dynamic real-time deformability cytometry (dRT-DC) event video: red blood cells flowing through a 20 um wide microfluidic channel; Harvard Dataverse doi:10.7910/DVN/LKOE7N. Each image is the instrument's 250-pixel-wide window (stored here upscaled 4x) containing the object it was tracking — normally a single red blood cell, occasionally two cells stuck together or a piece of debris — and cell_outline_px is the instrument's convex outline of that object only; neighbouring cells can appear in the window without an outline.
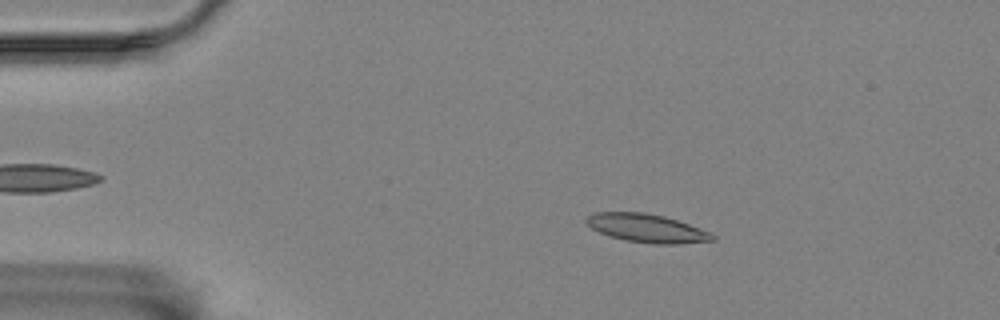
{"species": "Egyptian fruit bat (a non-hibernating species)", "species_latin": "Rousettus aegyptiacus", "temperature_condition": "room temperature", "stored_images_in_passage": 57, "camera_frame_rate_fps": 3000, "um_per_image_px": 0.085, "animal": {"sex": "female"}, "frame": {"image": 1, "passage_image": 10, "time_ms": 3.0, "image_size_px": [1000, 320], "cell_outline_px": [[716, 240], [676, 244], [656, 244], [624, 240], [608, 236], [592, 228], [584, 220], [588, 216], [596, 212], [644, 212], [664, 216], [688, 224], [708, 232], [716, 236]], "centroid_in_image_um": [54.96, 19.4], "position_along_channel_um": 30.0, "area_um2": 20.69}}
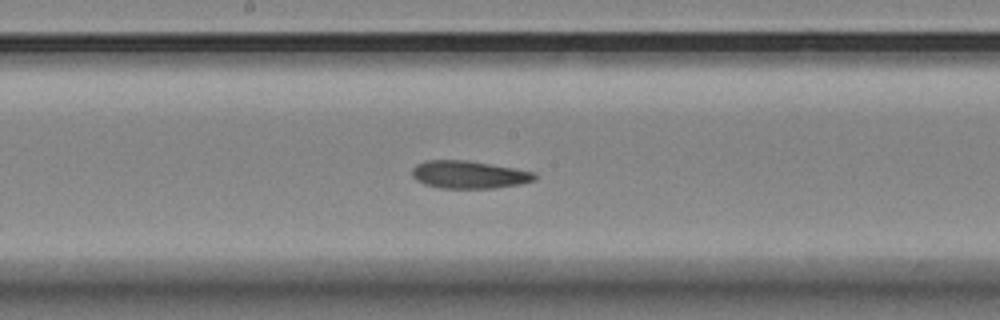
{"frame": {"image": 2, "passage_image": 30, "time_ms": 9.667, "image_size_px": [1000, 320], "cell_outline_px": [[536, 180], [520, 184], [496, 188], [440, 188], [424, 184], [416, 180], [412, 176], [412, 168], [416, 164], [424, 160], [468, 160], [536, 172]], "centroid_in_image_um": [39.85, 14.84], "position_along_channel_um": 208.4, "area_um2": 19.94}}
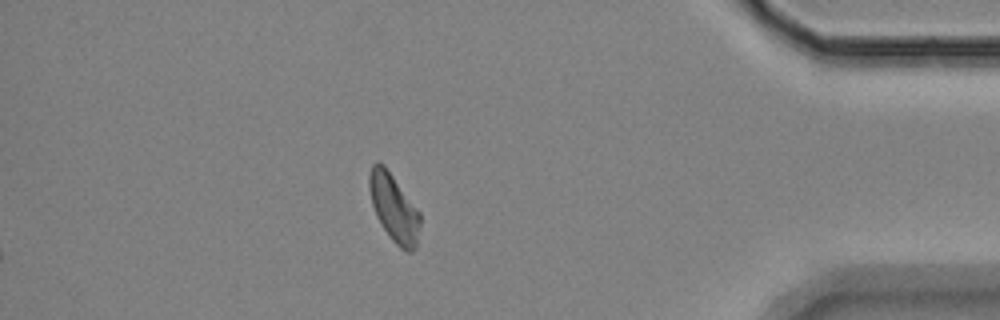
{"frame": {"image": 3, "passage_image": 50, "time_ms": 16.333, "image_size_px": [1000, 320], "cell_outline_px": [[420, 224], [416, 248], [412, 252], [408, 252], [400, 248], [392, 240], [376, 216], [372, 204], [368, 188], [368, 176], [372, 164], [376, 160], [384, 164], [420, 212]], "centroid_in_image_um": [33.47, 17.65], "position_along_channel_um": 401.7, "area_um2": 20.11}, "authors_computed_cell_mechanics": {"area_um2": 20.2878, "velocity_mm_per_s": 3.4634, "shape_relaxation_time_tau1_ms": null, "shape_relaxation_time_tau2_ms": 5.2922, "deformation_change_tau1": null, "deformation_change_tau2": 0.1301}}